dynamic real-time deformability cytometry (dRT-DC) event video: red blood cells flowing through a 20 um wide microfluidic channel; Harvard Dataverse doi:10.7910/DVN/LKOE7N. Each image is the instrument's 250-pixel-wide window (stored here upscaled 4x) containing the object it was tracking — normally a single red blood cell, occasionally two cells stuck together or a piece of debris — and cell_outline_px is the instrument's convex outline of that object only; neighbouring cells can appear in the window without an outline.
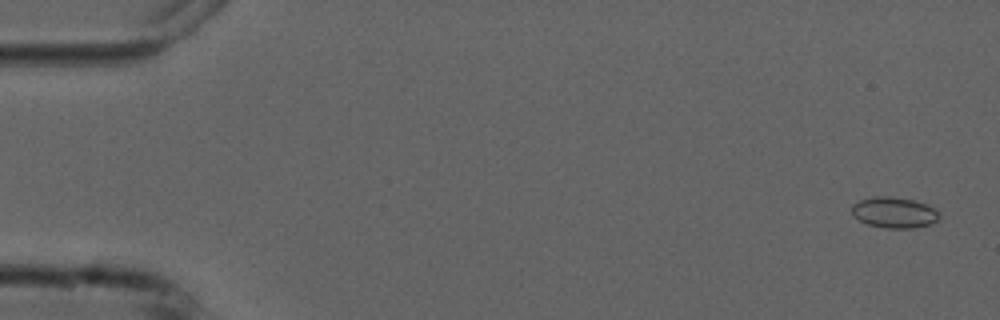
{"species": "common noctule bat (a hibernating species)", "species_latin": "Nyctalus noctula", "temperature_condition": "cold", "stored_images_in_passage": 5, "camera_frame_rate_fps": 3000, "um_per_image_px": 0.085, "animal": {"sex": "male", "forearm_length_mm": 52.5}, "frame": {"image": 1, "passage_image": 1, "time_ms": 0.0, "image_size_px": [1000, 320], "cell_outline_px": [[940, 216], [932, 224], [912, 228], [888, 228], [868, 224], [860, 220], [852, 212], [852, 204], [860, 200], [872, 196], [892, 196], [912, 200], [924, 204], [940, 212]], "centroid_in_image_um": [76.01, 18.05], "position_along_channel_um": 9.0, "area_um2": 15.55}}
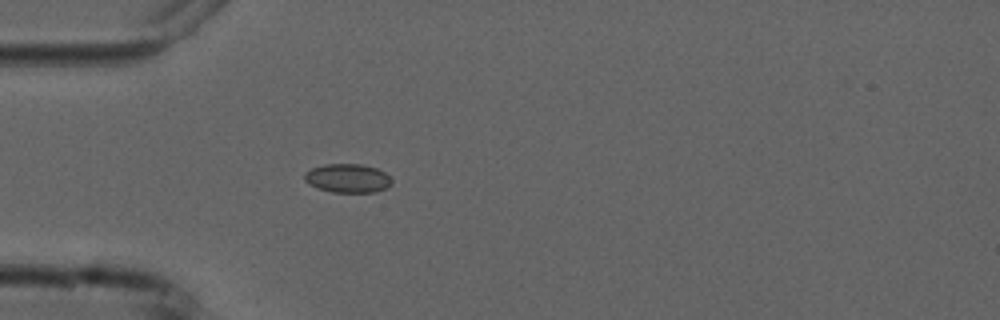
{"frame": {"image": 2, "passage_image": 5, "time_ms": 4.667, "image_size_px": [1000, 320], "cell_outline_px": [[392, 184], [388, 188], [376, 192], [332, 192], [308, 184], [304, 180], [304, 172], [312, 168], [324, 164], [360, 164], [376, 168], [384, 172], [392, 180]], "centroid_in_image_um": [29.56, 15.15], "position_along_channel_um": 55.4, "area_um2": 14.68}}